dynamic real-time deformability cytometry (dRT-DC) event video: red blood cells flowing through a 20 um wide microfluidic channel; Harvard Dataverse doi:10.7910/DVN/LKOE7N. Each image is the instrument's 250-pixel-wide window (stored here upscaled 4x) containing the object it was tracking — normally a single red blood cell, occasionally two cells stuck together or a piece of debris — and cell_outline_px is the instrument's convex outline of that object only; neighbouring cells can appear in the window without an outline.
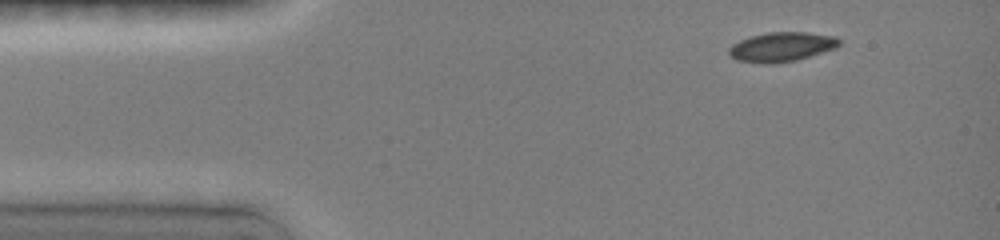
{"species": "common noctule bat (a hibernating species)", "species_latin": "Nyctalus noctula", "temperature_condition": "room temperature", "stored_images_in_passage": 5, "segment_of_instrument_passage": [2, 2], "camera_frame_rate_fps": 3000, "um_per_image_px": 0.085, "animal": {"sex": "female", "body_mass_g": 19.0, "forearm_length_mm": 51.5}, "frame": {"image": 1, "passage_image": 5, "time_ms": 2.333, "image_size_px": [1000, 240], "cell_outline_px": [[840, 44], [836, 48], [796, 60], [768, 64], [760, 64], [736, 60], [728, 52], [728, 48], [732, 44], [740, 40], [752, 36], [772, 32], [804, 32], [836, 36], [840, 40]], "centroid_in_image_um": [66.43, 3.99], "position_along_channel_um": 18.6, "area_um2": 18.84}}